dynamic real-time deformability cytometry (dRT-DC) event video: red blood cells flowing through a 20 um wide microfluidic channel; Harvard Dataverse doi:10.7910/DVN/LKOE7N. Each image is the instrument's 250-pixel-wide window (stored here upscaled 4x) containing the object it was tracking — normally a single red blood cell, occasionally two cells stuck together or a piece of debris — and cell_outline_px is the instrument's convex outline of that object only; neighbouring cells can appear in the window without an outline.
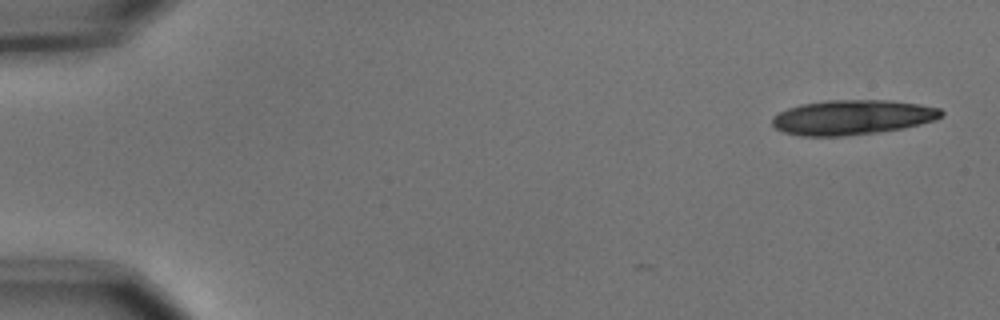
{"species": "common noctule bat (a hibernating species)", "species_latin": "Nyctalus noctula", "temperature_condition": "cold", "stored_images_in_passage": 3, "camera_frame_rate_fps": 3000, "um_per_image_px": 0.085, "animal": {"sex": "male", "body_mass_g": 15.6}, "frame": {"image": 1, "passage_image": 3, "time_ms": 0.667, "image_size_px": [1000, 320], "cell_outline_px": [[944, 116], [936, 120], [904, 128], [876, 132], [844, 136], [804, 136], [784, 132], [776, 128], [772, 124], [772, 116], [788, 108], [800, 104], [824, 100], [888, 100], [920, 104], [940, 108], [944, 112]], "centroid_in_image_um": [72.47, 9.96], "position_along_channel_um": 12.5, "area_um2": 34.45}}